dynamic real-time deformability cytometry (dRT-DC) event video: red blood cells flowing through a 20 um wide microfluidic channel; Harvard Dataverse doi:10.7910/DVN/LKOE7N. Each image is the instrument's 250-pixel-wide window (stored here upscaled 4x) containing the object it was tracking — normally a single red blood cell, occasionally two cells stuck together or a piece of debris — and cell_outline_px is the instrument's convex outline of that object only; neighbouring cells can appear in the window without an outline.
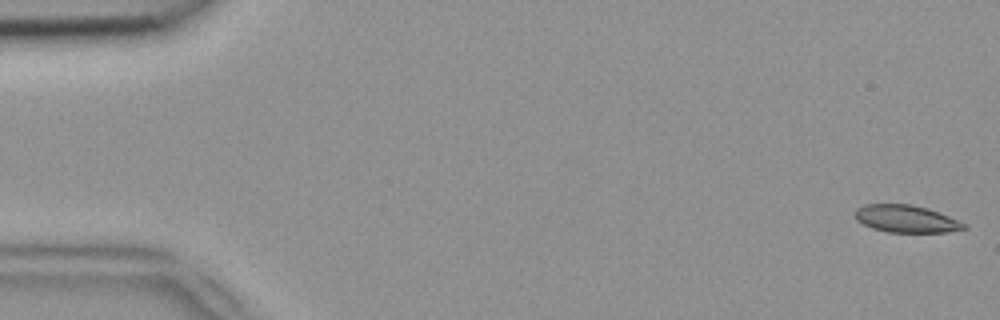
{"species": "common noctule bat (a hibernating species)", "species_latin": "Nyctalus noctula", "temperature_condition": "room temperature", "stored_images_in_passage": 13, "camera_frame_rate_fps": 3000, "um_per_image_px": 0.085, "animal": {"sex": "female", "body_mass_g": 18.4}, "frame": {"image": 1, "passage_image": 1, "time_ms": 0.0, "image_size_px": [1000, 320], "cell_outline_px": [[968, 228], [948, 232], [888, 232], [872, 228], [856, 220], [856, 208], [864, 204], [912, 204], [928, 208], [968, 224]], "centroid_in_image_um": [77.05, 18.6], "position_along_channel_um": 8.0, "area_um2": 17.4}}